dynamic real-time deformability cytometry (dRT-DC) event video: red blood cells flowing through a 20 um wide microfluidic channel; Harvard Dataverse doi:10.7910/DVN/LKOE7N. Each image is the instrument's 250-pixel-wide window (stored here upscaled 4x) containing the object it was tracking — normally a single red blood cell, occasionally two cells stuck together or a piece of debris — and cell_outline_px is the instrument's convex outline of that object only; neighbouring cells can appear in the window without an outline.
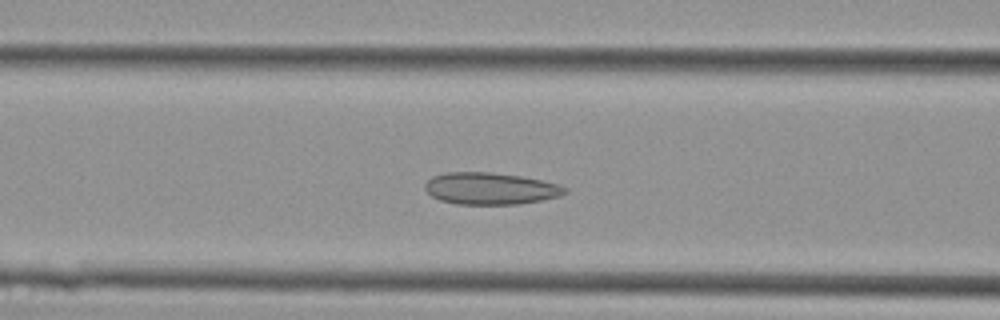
{"species": "Egyptian fruit bat (a non-hibernating species)", "species_latin": "Rousettus aegyptiacus", "temperature_condition": "cold", "stored_images_in_passage": 39, "camera_frame_rate_fps": 3000, "um_per_image_px": 0.085, "animal": {"sex": "female"}, "frame": {"image": 1, "passage_image": 14, "time_ms": 4.333, "image_size_px": [1000, 320], "cell_outline_px": [[568, 192], [560, 196], [520, 204], [456, 204], [440, 200], [432, 196], [424, 188], [424, 184], [432, 176], [444, 172], [488, 172], [520, 176], [540, 180], [556, 184], [568, 188]], "centroid_in_image_um": [41.66, 16.02], "position_along_channel_um": 124.9, "area_um2": 25.95}}
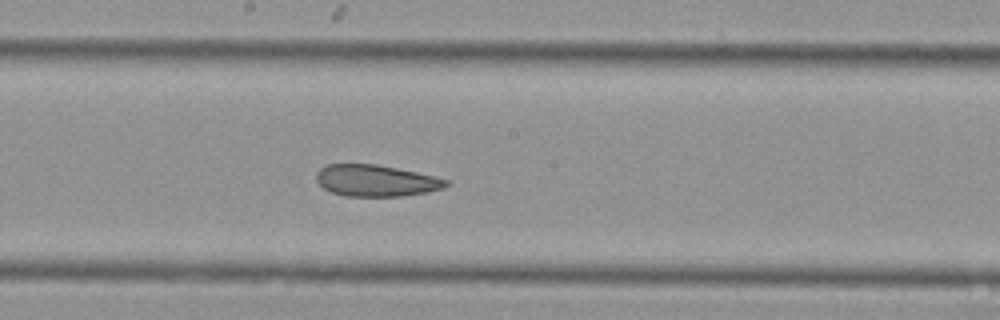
{"frame": {"image": 2, "passage_image": 20, "time_ms": 6.333, "image_size_px": [1000, 320], "cell_outline_px": [[448, 184], [444, 188], [428, 192], [400, 196], [344, 196], [332, 192], [324, 188], [316, 180], [316, 172], [320, 168], [328, 164], [376, 164], [416, 172], [448, 180]], "centroid_in_image_um": [31.93, 15.35], "position_along_channel_um": 216.3, "area_um2": 23.7}}
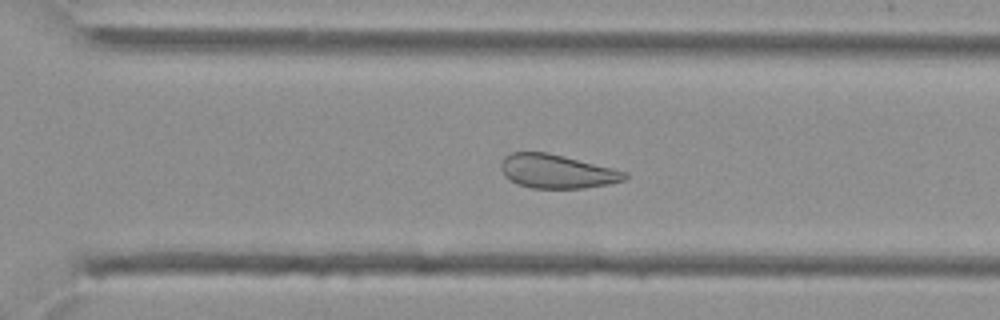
{"frame": {"image": 3, "passage_image": 27, "time_ms": 8.667, "image_size_px": [1000, 320], "cell_outline_px": [[628, 176], [624, 180], [608, 184], [584, 188], [532, 188], [516, 184], [504, 176], [500, 168], [500, 164], [504, 156], [512, 152], [548, 152], [628, 172]], "centroid_in_image_um": [47.3, 14.56], "position_along_channel_um": 323.3, "area_um2": 24.45}}